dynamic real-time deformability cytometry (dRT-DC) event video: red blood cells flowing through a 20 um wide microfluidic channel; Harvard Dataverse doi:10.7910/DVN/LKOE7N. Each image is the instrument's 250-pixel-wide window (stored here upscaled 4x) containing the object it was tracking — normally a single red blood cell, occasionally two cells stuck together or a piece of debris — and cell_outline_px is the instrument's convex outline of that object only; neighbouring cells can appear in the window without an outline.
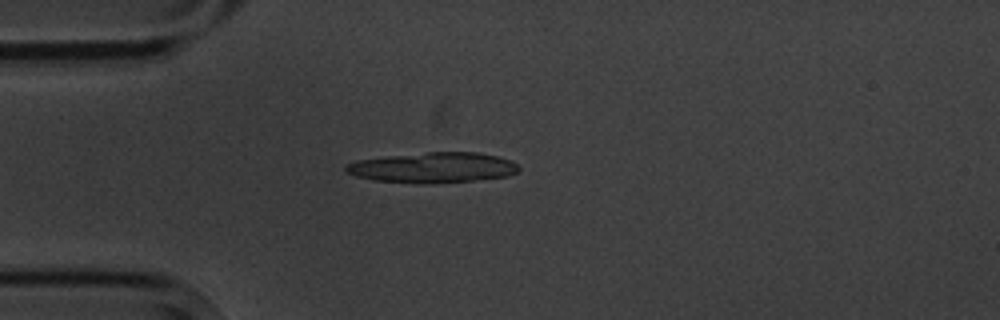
{"species": "common noctule bat (a hibernating species)", "species_latin": "Nyctalus noctula", "temperature_condition": "cold", "stored_images_in_passage": 4, "camera_frame_rate_fps": 3000, "um_per_image_px": 0.085, "animal": {"sex": "male", "body_mass_g": 20.1, "forearm_length_mm": 53.5}, "frame": {"image": 1, "passage_image": 3, "time_ms": 2.333, "image_size_px": [1000, 320], "cell_outline_px": [[520, 168], [516, 172], [508, 176], [472, 180], [428, 184], [416, 184], [372, 180], [356, 176], [344, 172], [344, 164], [356, 160], [388, 156], [428, 152], [476, 152], [496, 156], [512, 160]], "centroid_in_image_um": [36.74, 14.25], "position_along_channel_um": 48.3, "area_um2": 30.81}}